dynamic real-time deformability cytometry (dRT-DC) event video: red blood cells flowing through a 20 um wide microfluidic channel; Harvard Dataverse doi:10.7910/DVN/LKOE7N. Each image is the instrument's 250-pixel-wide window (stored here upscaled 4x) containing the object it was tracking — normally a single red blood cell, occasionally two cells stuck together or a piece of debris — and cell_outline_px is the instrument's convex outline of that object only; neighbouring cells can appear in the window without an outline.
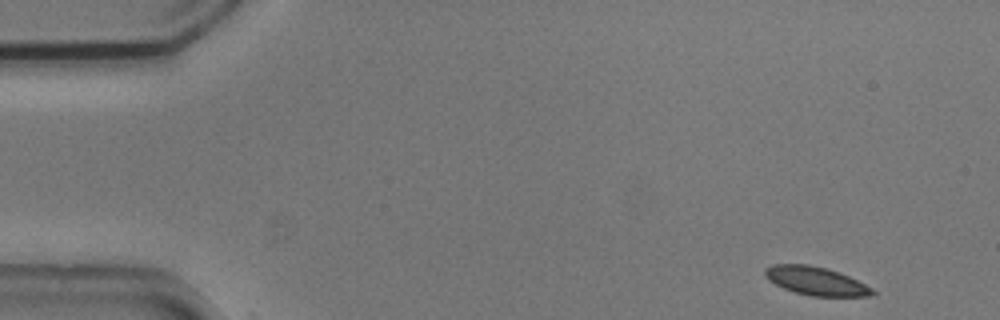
{"species": "common noctule bat (a hibernating species)", "species_latin": "Nyctalus noctula", "temperature_condition": "cold", "stored_images_in_passage": 48, "camera_frame_rate_fps": 3000, "um_per_image_px": 0.085, "animal": {"sex": "male", "body_mass_g": 20.5, "forearm_length_mm": 52.5}, "frame": {"image": 1, "passage_image": 1, "time_ms": 0.0, "image_size_px": [1000, 320], "cell_outline_px": [[876, 296], [812, 296], [796, 292], [784, 288], [768, 280], [764, 276], [764, 268], [772, 264], [808, 264], [840, 272], [872, 288], [876, 292]], "centroid_in_image_um": [69.34, 23.88], "position_along_channel_um": 15.7, "area_um2": 17.74}}
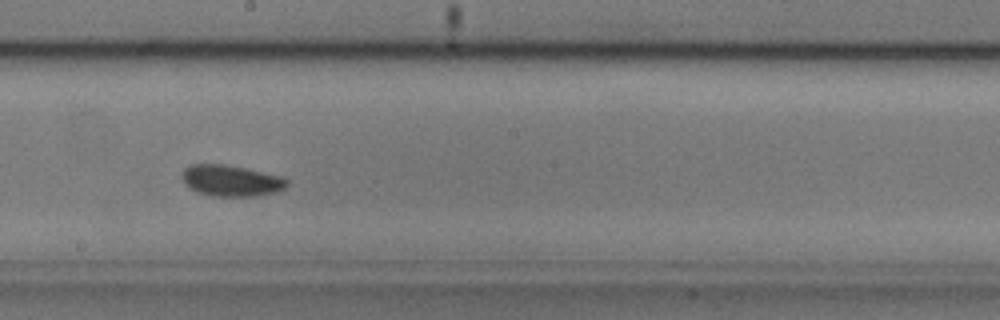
{"frame": {"image": 2, "passage_image": 27, "time_ms": 8.667, "image_size_px": [1000, 320], "cell_outline_px": [[288, 184], [284, 188], [276, 192], [256, 196], [212, 196], [196, 192], [188, 188], [184, 184], [180, 176], [180, 172], [188, 164], [224, 164], [244, 168], [280, 176], [288, 180]], "centroid_in_image_um": [19.56, 15.35], "position_along_channel_um": 228.6, "area_um2": 19.31}}
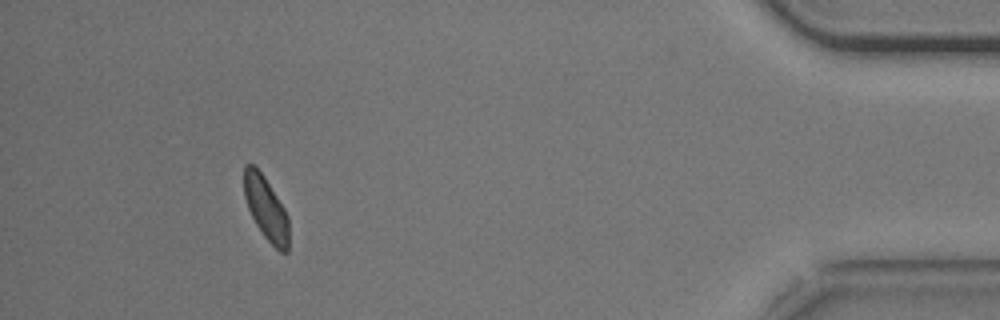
{"frame": {"image": 3, "passage_image": 47, "time_ms": 15.333, "image_size_px": [1000, 320], "cell_outline_px": [[288, 252], [280, 252], [264, 236], [256, 224], [248, 208], [244, 196], [244, 164], [252, 164], [264, 176], [284, 208], [288, 216]], "centroid_in_image_um": [22.6, 17.71], "position_along_channel_um": 412.6, "area_um2": 16.3}}